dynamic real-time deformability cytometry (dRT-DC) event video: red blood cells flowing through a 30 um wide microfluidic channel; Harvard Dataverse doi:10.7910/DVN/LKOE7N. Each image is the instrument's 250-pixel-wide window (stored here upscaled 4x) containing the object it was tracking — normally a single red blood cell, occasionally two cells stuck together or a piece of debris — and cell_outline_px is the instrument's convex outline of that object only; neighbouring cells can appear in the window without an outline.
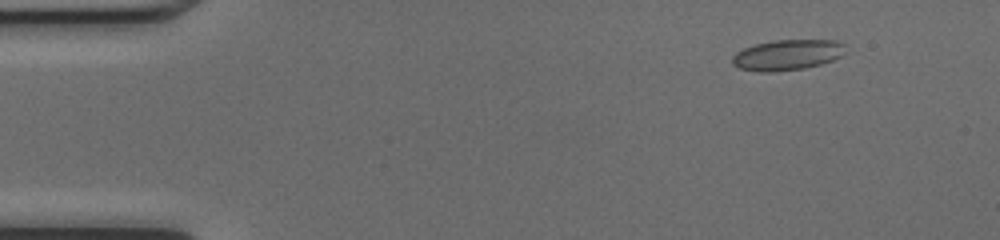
{"species": "common noctule bat (a hibernating species)", "species_latin": "Nyctalus noctula", "temperature_condition": "cold", "stored_images_in_passage": 44, "camera_frame_rate_fps": 3000, "um_per_image_px": 0.085, "animal": {"sex": "female", "body_mass_g": 17.0, "forearm_length_mm": 48.0}, "frame": {"image": 1, "passage_image": 1, "time_ms": 0.0, "image_size_px": [1000, 240], "cell_outline_px": [[844, 44], [840, 56], [832, 60], [820, 64], [804, 68], [768, 72], [764, 72], [740, 68], [732, 64], [732, 56], [736, 52], [744, 48], [756, 44], [772, 40], [836, 40]], "centroid_in_image_um": [66.88, 4.66], "position_along_channel_um": 18.1, "area_um2": 19.83}}
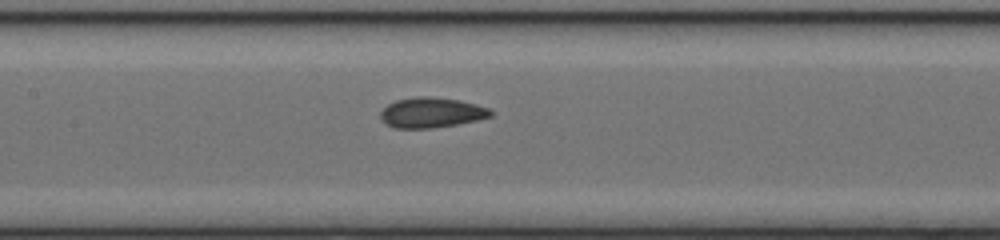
{"frame": {"image": 2, "passage_image": 19, "time_ms": 6.0, "image_size_px": [1000, 240], "cell_outline_px": [[496, 112], [492, 116], [476, 120], [456, 124], [432, 128], [396, 128], [388, 124], [380, 116], [380, 112], [388, 104], [396, 100], [416, 96], [428, 96], [460, 100], [476, 104], [488, 108]], "centroid_in_image_um": [36.7, 9.56], "position_along_channel_um": 170.7, "area_um2": 19.31}}
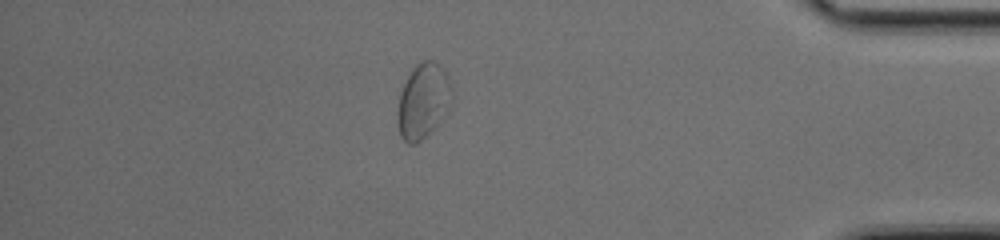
{"frame": {"image": 3, "passage_image": 38, "time_ms": 12.333, "image_size_px": [1000, 240], "cell_outline_px": [[452, 100], [436, 124], [416, 144], [408, 144], [400, 136], [396, 120], [396, 112], [400, 92], [412, 68], [416, 64], [424, 60], [432, 60], [440, 64], [444, 68], [448, 76], [452, 88]], "centroid_in_image_um": [35.93, 8.54], "position_along_channel_um": 399.3, "area_um2": 23.64}, "authors_computed_cell_mechanics": {"area_um2": 19.1896, "velocity_mm_per_s": 4.2301, "shape_relaxation_time_tau1_ms": null, "shape_relaxation_time_tau2_ms": 1.1472, "deformation_change_tau1": null, "deformation_change_tau2": 0.0544}}